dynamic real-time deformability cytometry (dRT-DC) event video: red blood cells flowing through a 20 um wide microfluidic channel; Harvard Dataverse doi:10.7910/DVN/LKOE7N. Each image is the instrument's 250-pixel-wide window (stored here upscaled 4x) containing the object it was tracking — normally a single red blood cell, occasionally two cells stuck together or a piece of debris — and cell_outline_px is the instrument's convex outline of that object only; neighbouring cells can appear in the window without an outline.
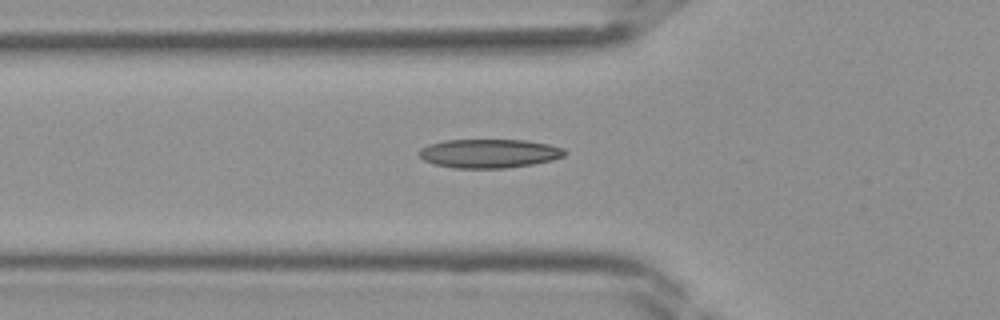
{"species": "Egyptian fruit bat (a non-hibernating species)", "species_latin": "Rousettus aegyptiacus", "temperature_condition": "room temperature", "stored_images_in_passage": 25, "camera_frame_rate_fps": 3000, "um_per_image_px": 0.085, "frame": {"image": 1, "passage_image": 4, "time_ms": 1.0, "image_size_px": [1000, 320], "cell_outline_px": [[568, 152], [564, 156], [552, 160], [532, 164], [504, 168], [452, 168], [432, 164], [424, 160], [416, 152], [420, 148], [428, 144], [444, 140], [524, 140], [548, 144], [564, 148]], "centroid_in_image_um": [41.54, 13.04], "position_along_channel_um": 84.3, "area_um2": 24.68}}
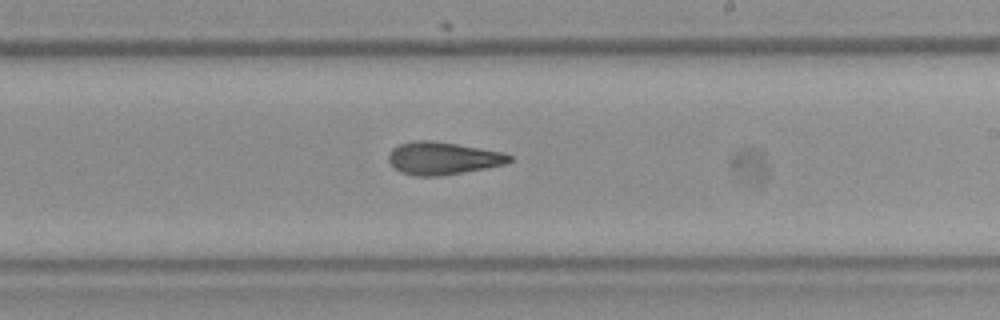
{"frame": {"image": 2, "passage_image": 14, "time_ms": 4.333, "image_size_px": [1000, 320], "cell_outline_px": [[512, 160], [504, 164], [484, 168], [440, 176], [416, 176], [400, 172], [388, 160], [388, 156], [392, 148], [400, 144], [412, 140], [432, 140], [504, 152], [512, 156]], "centroid_in_image_um": [37.62, 13.44], "position_along_channel_um": 251.4, "area_um2": 22.83}}
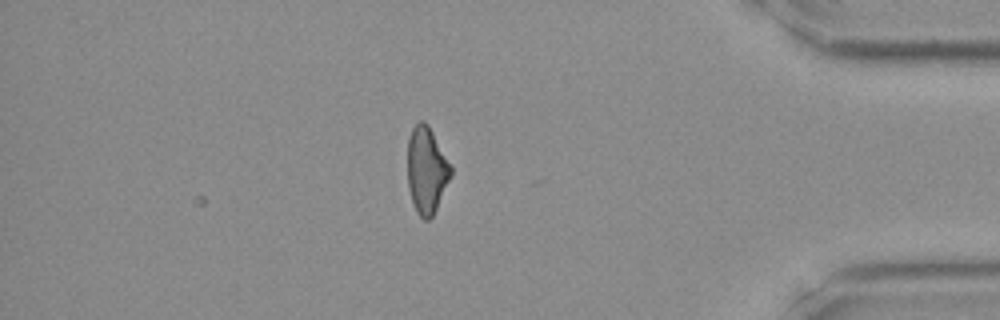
{"frame": {"image": 3, "passage_image": 25, "time_ms": 8.0, "image_size_px": [1000, 320], "cell_outline_px": [[452, 176], [432, 216], [428, 220], [424, 220], [416, 212], [412, 204], [408, 188], [408, 136], [412, 128], [420, 120], [424, 120], [428, 124], [452, 168]], "centroid_in_image_um": [36.24, 14.47], "position_along_channel_um": 399.0, "area_um2": 21.85}}